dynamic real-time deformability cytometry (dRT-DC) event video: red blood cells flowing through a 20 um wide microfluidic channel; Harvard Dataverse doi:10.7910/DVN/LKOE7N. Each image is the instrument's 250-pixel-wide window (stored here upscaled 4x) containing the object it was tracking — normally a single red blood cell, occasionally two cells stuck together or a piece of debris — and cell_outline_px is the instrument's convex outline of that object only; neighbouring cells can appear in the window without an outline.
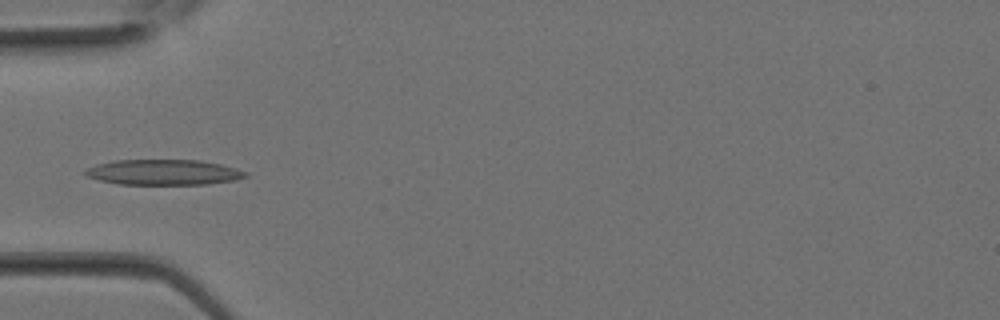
{"species": "Egyptian fruit bat (a non-hibernating species)", "species_latin": "Rousettus aegyptiacus", "temperature_condition": "room temperature", "stored_images_in_passage": 16, "camera_frame_rate_fps": 3000, "um_per_image_px": 0.085, "animal": {"sex": "female"}, "frame": {"image": 1, "passage_image": 5, "time_ms": 1.333, "image_size_px": [1000, 320], "cell_outline_px": [[248, 176], [236, 180], [208, 184], [120, 184], [100, 180], [88, 176], [84, 172], [88, 168], [96, 164], [116, 160], [200, 160], [220, 164], [236, 168], [248, 172]], "centroid_in_image_um": [13.96, 14.64], "position_along_channel_um": 71.0, "area_um2": 23.64}}
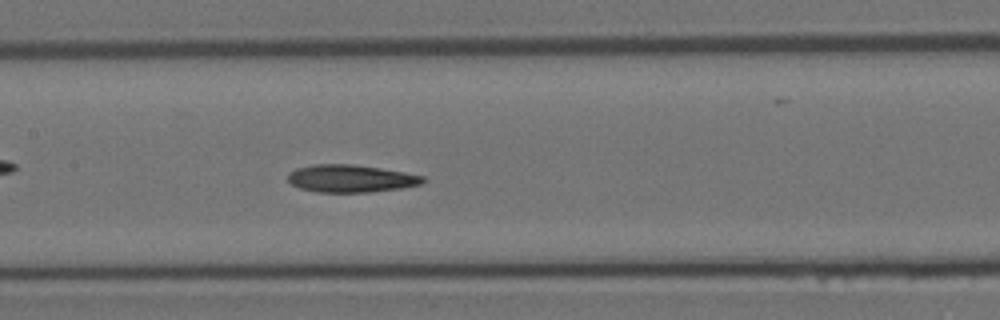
{"frame": {"image": 2, "passage_image": 10, "time_ms": 3.0, "image_size_px": [1000, 320], "cell_outline_px": [[428, 180], [420, 184], [400, 188], [372, 192], [316, 192], [300, 188], [292, 184], [288, 180], [288, 172], [296, 168], [312, 164], [352, 164], [380, 168], [404, 172], [424, 176]], "centroid_in_image_um": [29.81, 15.17], "position_along_channel_um": 177.6, "area_um2": 21.73}}
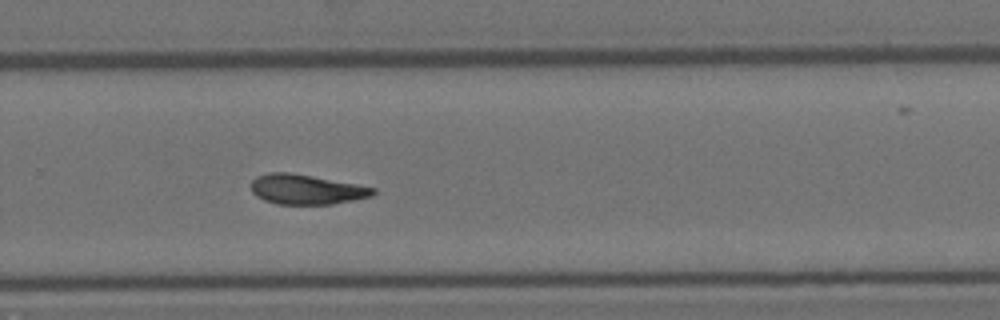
{"frame": {"image": 3, "passage_image": 16, "time_ms": 5.0, "image_size_px": [1000, 320], "cell_outline_px": [[376, 192], [372, 196], [332, 204], [276, 204], [264, 200], [256, 196], [252, 192], [252, 180], [256, 176], [268, 172], [288, 172], [312, 176], [356, 184], [376, 188]], "centroid_in_image_um": [26.02, 16.1], "position_along_channel_um": 303.8, "area_um2": 21.15}}